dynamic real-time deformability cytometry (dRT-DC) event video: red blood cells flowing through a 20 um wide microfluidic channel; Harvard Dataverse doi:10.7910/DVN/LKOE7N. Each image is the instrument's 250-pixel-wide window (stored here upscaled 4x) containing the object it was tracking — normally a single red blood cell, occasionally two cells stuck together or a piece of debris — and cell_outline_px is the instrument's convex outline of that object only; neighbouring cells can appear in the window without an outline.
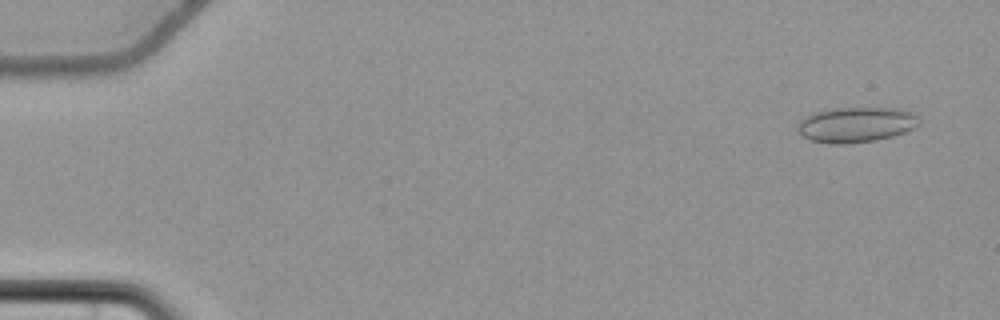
{"species": "common noctule bat (a hibernating species)", "species_latin": "Nyctalus noctula", "temperature_condition": "cold", "stored_images_in_passage": 12, "camera_frame_rate_fps": 3000, "um_per_image_px": 0.085, "animal": {"sex": "female", "body_mass_g": 22.7, "forearm_length_mm": 54.2}, "frame": {"image": 1, "passage_image": 1, "time_ms": 0.0, "image_size_px": [1000, 320], "cell_outline_px": [[920, 124], [904, 132], [892, 136], [876, 140], [844, 144], [828, 144], [808, 140], [800, 136], [796, 128], [800, 120], [816, 112], [832, 108], [900, 108], [916, 112], [920, 116]], "centroid_in_image_um": [72.78, 10.6], "position_along_channel_um": 12.2, "area_um2": 25.37}}